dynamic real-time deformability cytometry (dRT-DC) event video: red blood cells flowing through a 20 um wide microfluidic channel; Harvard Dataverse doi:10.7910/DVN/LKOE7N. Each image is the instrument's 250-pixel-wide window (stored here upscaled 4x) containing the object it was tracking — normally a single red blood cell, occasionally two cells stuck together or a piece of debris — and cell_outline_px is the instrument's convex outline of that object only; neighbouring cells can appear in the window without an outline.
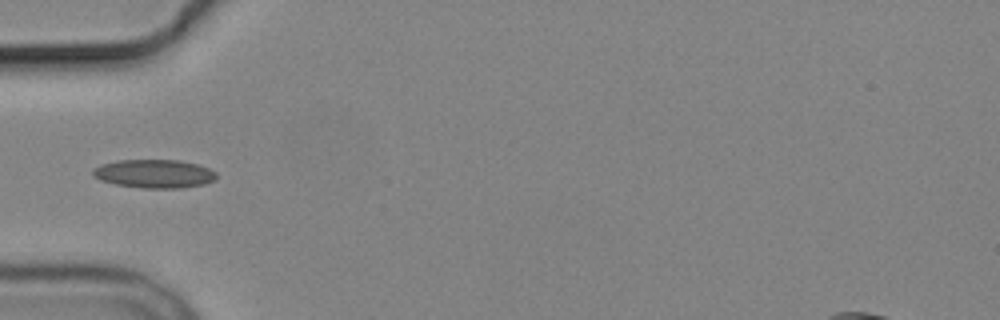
{"species": "common noctule bat (a hibernating species)", "species_latin": "Nyctalus noctula", "temperature_condition": "cold", "stored_images_in_passage": 1, "camera_frame_rate_fps": 3000, "um_per_image_px": 0.085, "animal": {"sex": "male", "body_mass_g": 19.2, "forearm_length_mm": 51.8}, "frame": {"image": 1, "passage_image": 1, "time_ms": 0.0, "image_size_px": [1000, 320], "cell_outline_px": [[216, 180], [204, 184], [180, 188], [140, 188], [116, 184], [100, 180], [92, 176], [92, 168], [100, 164], [116, 160], [180, 160], [196, 164], [208, 168], [216, 172]], "centroid_in_image_um": [13.08, 14.76], "position_along_channel_um": 71.9, "area_um2": 20.69}}